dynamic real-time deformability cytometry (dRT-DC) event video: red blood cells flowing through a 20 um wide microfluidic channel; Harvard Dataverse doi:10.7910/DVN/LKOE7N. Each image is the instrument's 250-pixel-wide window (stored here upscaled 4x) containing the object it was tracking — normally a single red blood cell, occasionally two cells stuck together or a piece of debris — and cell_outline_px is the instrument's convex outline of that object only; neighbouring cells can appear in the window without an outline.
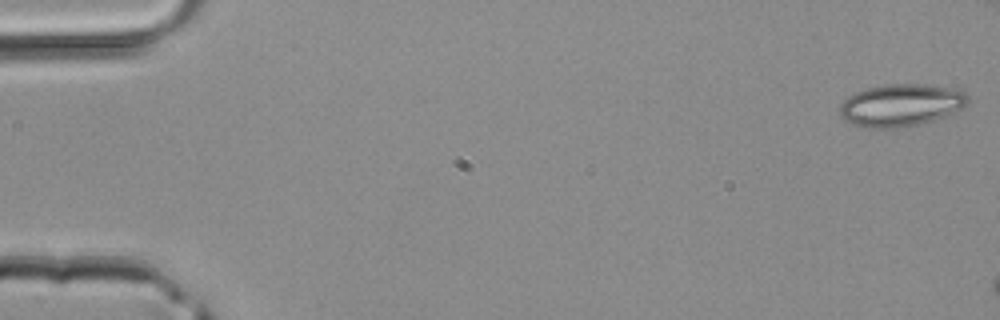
{"species": "common noctule bat (a hibernating species)", "species_latin": "Nyctalus noctula", "temperature_condition": "room temperature", "stored_images_in_passage": 7, "camera_frame_rate_fps": 3000, "um_per_image_px": 0.085, "animal": {"sex": "male", "body_mass_g": 20.4}, "frame": {"image": 1, "passage_image": 1, "time_ms": 0.0, "image_size_px": [1000, 320], "cell_outline_px": [[968, 100], [960, 108], [936, 120], [920, 124], [900, 128], [868, 128], [844, 120], [840, 116], [840, 104], [848, 96], [856, 92], [868, 88], [884, 84], [924, 84], [952, 88], [964, 92], [968, 96]], "centroid_in_image_um": [76.55, 8.94], "position_along_channel_um": 8.4, "area_um2": 31.44}}